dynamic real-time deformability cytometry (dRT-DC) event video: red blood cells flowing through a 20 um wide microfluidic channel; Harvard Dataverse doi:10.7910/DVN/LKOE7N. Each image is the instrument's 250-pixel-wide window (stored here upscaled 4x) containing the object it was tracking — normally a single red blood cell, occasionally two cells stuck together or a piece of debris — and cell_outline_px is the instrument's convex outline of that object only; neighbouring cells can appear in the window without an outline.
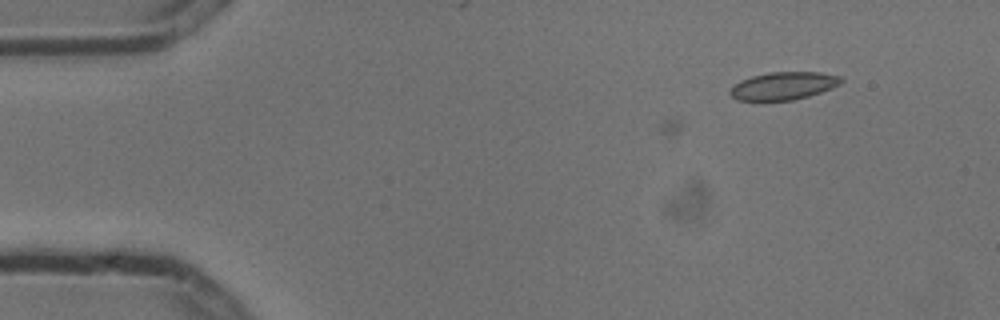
{"species": "common noctule bat (a hibernating species)", "species_latin": "Nyctalus noctula", "temperature_condition": "cold", "stored_images_in_passage": 3, "camera_frame_rate_fps": 3000, "um_per_image_px": 0.085, "animal": {"sex": "male", "body_mass_g": 13.3}, "frame": {"image": 1, "passage_image": 3, "time_ms": 0.667, "image_size_px": [1000, 320], "cell_outline_px": [[844, 80], [840, 84], [832, 88], [808, 96], [792, 100], [736, 100], [728, 92], [740, 80], [752, 76], [768, 72], [820, 72], [840, 76]], "centroid_in_image_um": [66.61, 7.29], "position_along_channel_um": 18.4, "area_um2": 17.86}}